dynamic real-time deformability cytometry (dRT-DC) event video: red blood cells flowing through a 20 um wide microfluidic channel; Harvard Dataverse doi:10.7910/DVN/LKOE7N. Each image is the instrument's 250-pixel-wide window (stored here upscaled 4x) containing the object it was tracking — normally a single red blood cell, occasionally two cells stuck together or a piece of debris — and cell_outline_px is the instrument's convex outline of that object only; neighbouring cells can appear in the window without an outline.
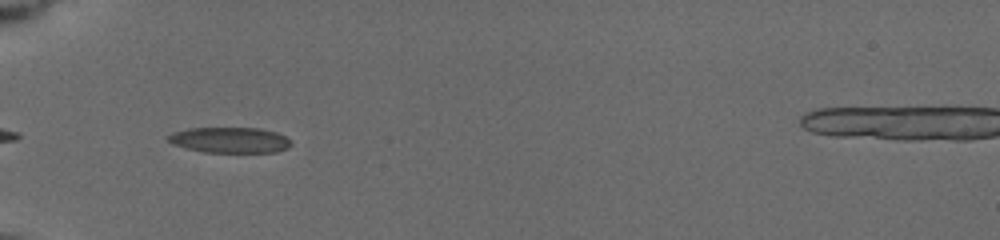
{"species": "common noctule bat (a hibernating species)", "species_latin": "Nyctalus noctula", "temperature_condition": "cold", "stored_images_in_passage": 10, "camera_frame_rate_fps": 3000, "um_per_image_px": 0.085, "animal": {"sex": "female", "body_mass_g": 19.5, "forearm_length_mm": 54.1}, "frame": {"image": 1, "passage_image": 9, "time_ms": 6.667, "image_size_px": [1000, 240], "cell_outline_px": [[292, 144], [288, 148], [276, 152], [204, 152], [172, 144], [168, 140], [168, 136], [172, 132], [188, 128], [256, 128], [276, 132], [284, 136]], "centroid_in_image_um": [19.52, 11.9], "position_along_channel_um": 65.5, "area_um2": 18.21}}
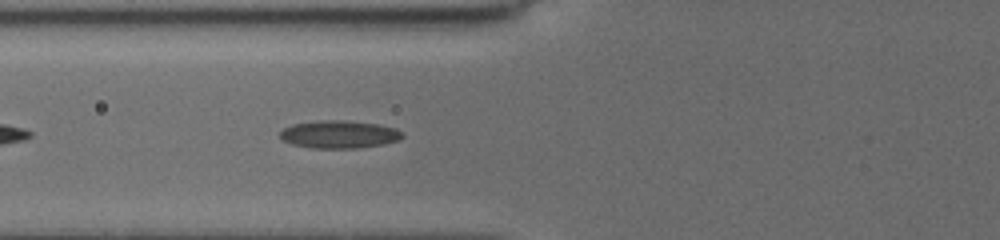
{"frame": {"image": 2, "passage_image": 10, "time_ms": 7.667, "image_size_px": [1000, 240], "cell_outline_px": [[404, 136], [400, 140], [384, 144], [360, 148], [312, 148], [292, 144], [284, 140], [280, 136], [280, 132], [284, 128], [292, 124], [320, 120], [340, 120], [380, 124], [396, 128]], "centroid_in_image_um": [28.85, 11.42], "position_along_channel_um": 96.9, "area_um2": 19.83}}